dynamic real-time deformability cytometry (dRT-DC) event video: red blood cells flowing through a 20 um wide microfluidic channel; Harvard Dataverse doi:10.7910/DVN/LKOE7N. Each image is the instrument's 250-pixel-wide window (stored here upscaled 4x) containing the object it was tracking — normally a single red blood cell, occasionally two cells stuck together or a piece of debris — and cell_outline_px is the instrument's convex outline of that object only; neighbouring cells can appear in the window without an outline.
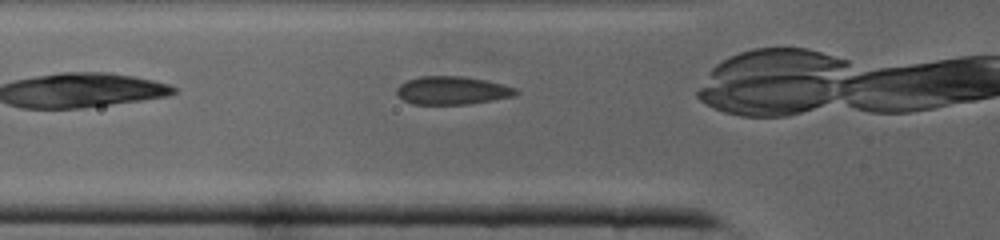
{"species": "common noctule bat (a hibernating species)", "species_latin": "Nyctalus noctula", "temperature_condition": "cold", "stored_images_in_passage": 7, "camera_frame_rate_fps": 3000, "um_per_image_px": 0.085, "animal": {"sex": "male", "body_mass_g": 19.0, "forearm_length_mm": 50.8}, "frame": {"image": 1, "passage_image": 3, "time_ms": 0.667, "image_size_px": [1000, 240], "cell_outline_px": [[520, 92], [512, 96], [492, 100], [468, 104], [412, 104], [404, 100], [396, 92], [396, 88], [400, 84], [408, 80], [420, 76], [464, 76], [504, 84], [516, 88]], "centroid_in_image_um": [38.44, 7.68], "position_along_channel_um": 87.4, "area_um2": 19.48}}